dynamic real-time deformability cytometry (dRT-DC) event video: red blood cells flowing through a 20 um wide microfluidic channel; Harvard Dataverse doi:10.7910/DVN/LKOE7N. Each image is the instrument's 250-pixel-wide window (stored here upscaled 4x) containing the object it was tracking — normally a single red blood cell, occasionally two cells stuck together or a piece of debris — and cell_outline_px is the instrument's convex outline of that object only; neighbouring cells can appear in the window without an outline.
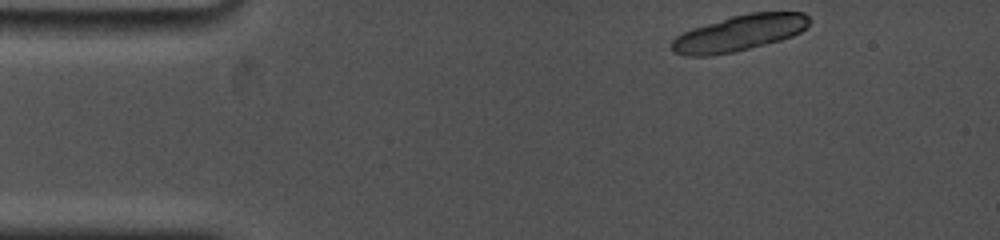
{"species": "common noctule bat (a hibernating species)", "species_latin": "Nyctalus noctula", "temperature_condition": "cold", "stored_images_in_passage": 4, "camera_frame_rate_fps": 5000, "um_per_image_px": 0.085, "animal": {"sex": "female", "body_mass_g": 19.0, "forearm_length_mm": 53.3}, "frame": {"image": 1, "passage_image": 1, "time_ms": 0.0, "image_size_px": [1000, 240], "cell_outline_px": [[812, 20], [808, 28], [792, 36], [780, 40], [732, 52], [708, 56], [684, 56], [672, 52], [672, 40], [676, 36], [692, 28], [732, 16], [748, 12], [804, 12]], "centroid_in_image_um": [62.86, 2.8], "position_along_channel_um": 22.1, "area_um2": 28.84}}